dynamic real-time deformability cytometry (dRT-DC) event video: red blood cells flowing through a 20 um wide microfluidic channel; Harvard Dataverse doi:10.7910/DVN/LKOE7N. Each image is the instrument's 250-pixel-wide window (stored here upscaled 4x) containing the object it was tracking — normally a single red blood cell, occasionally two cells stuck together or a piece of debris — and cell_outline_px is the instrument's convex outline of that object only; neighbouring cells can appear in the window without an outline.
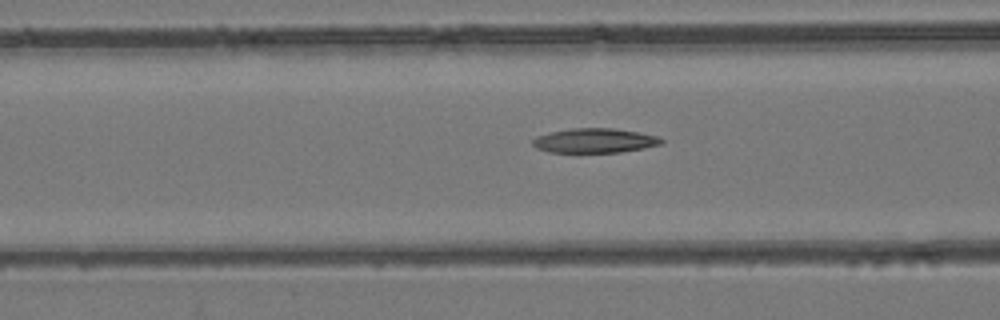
{"species": "common noctule bat (a hibernating species)", "species_latin": "Nyctalus noctula", "temperature_condition": "room temperature", "stored_images_in_passage": 32, "camera_frame_rate_fps": 3000, "um_per_image_px": 0.085, "animal": {"sex": "female", "body_mass_g": 24.6, "forearm_length_mm": 56.2}, "frame": {"image": 1, "passage_image": 6, "time_ms": 1.667, "image_size_px": [1000, 320], "cell_outline_px": [[664, 144], [644, 148], [620, 152], [548, 152], [536, 148], [532, 144], [532, 140], [536, 136], [548, 132], [572, 128], [612, 128], [636, 132], [656, 136], [664, 140]], "centroid_in_image_um": [50.52, 11.95], "position_along_channel_um": 116.1, "area_um2": 18.38}}
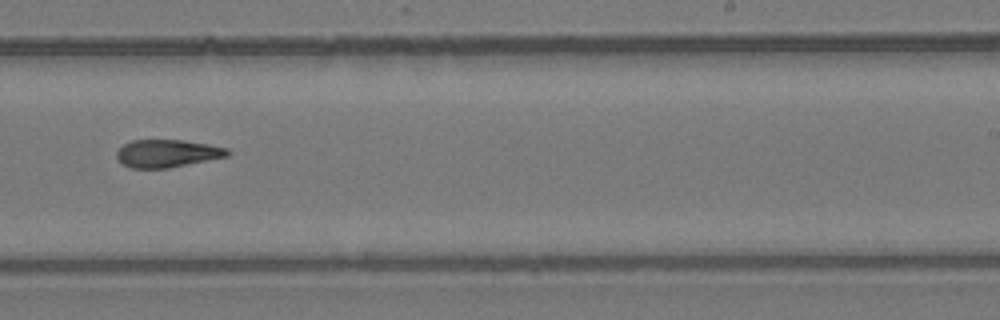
{"frame": {"image": 2, "passage_image": 17, "time_ms": 5.333, "image_size_px": [1000, 320], "cell_outline_px": [[232, 152], [228, 156], [168, 168], [132, 168], [124, 164], [116, 156], [116, 152], [124, 144], [132, 140], [184, 140], [208, 144], [228, 148]], "centroid_in_image_um": [14.25, 13.03], "position_along_channel_um": 274.8, "area_um2": 17.8}}
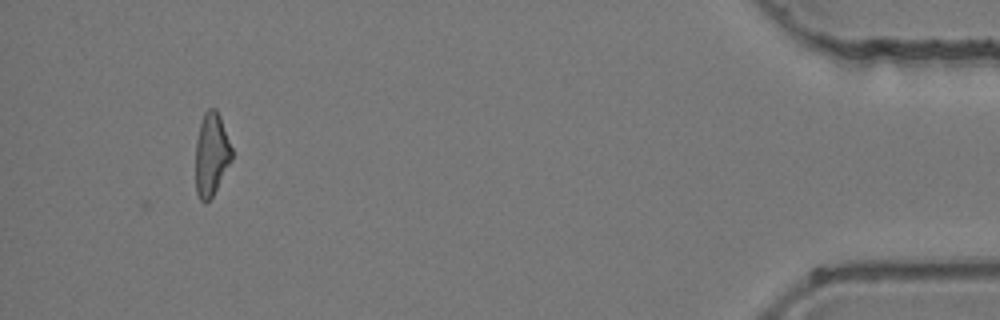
{"frame": {"image": 3, "passage_image": 32, "time_ms": 10.333, "image_size_px": [1000, 320], "cell_outline_px": [[232, 160], [212, 196], [204, 204], [200, 200], [196, 192], [196, 140], [200, 124], [204, 112], [208, 108], [216, 108], [220, 116], [232, 148]], "centroid_in_image_um": [17.97, 13.11], "position_along_channel_um": 417.2, "area_um2": 17.46}}